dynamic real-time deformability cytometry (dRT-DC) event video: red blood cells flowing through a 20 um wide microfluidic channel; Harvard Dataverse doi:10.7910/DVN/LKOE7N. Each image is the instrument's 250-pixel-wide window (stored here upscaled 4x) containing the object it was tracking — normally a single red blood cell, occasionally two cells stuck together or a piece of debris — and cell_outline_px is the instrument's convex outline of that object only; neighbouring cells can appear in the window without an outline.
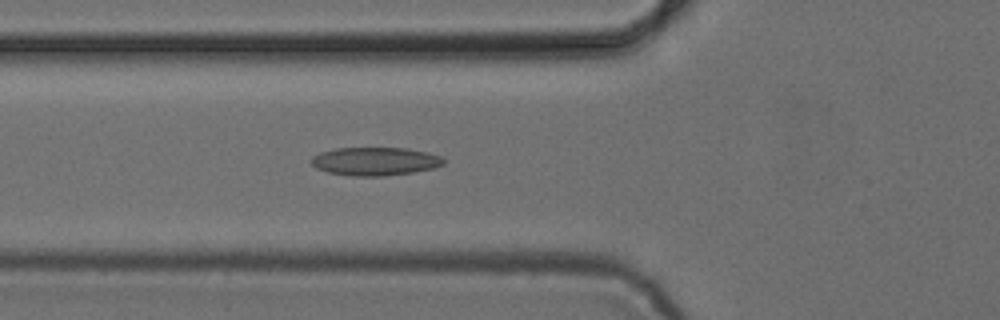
{"species": "common noctule bat (a hibernating species)", "species_latin": "Nyctalus noctula", "temperature_condition": "cold", "stored_images_in_passage": 52, "camera_frame_rate_fps": 3000, "um_per_image_px": 0.085, "animal": {"sex": "female", "body_mass_g": 24.6, "forearm_length_mm": 56.2}, "frame": {"image": 1, "passage_image": 19, "time_ms": 6.0, "image_size_px": [1000, 320], "cell_outline_px": [[444, 164], [432, 168], [412, 172], [380, 176], [352, 176], [328, 172], [316, 168], [308, 160], [312, 156], [320, 152], [336, 148], [408, 148], [428, 152], [444, 156]], "centroid_in_image_um": [31.87, 13.7], "position_along_channel_um": 93.9, "area_um2": 21.91}}
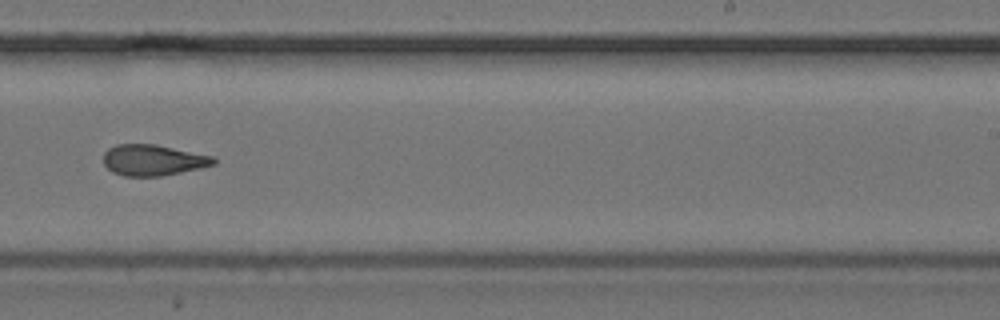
{"frame": {"image": 2, "passage_image": 33, "time_ms": 10.667, "image_size_px": [1000, 320], "cell_outline_px": [[216, 164], [200, 168], [160, 176], [124, 176], [112, 172], [104, 164], [104, 152], [108, 148], [116, 144], [156, 144], [212, 156], [216, 160]], "centroid_in_image_um": [12.99, 13.6], "position_along_channel_um": 276.0, "area_um2": 19.83}}
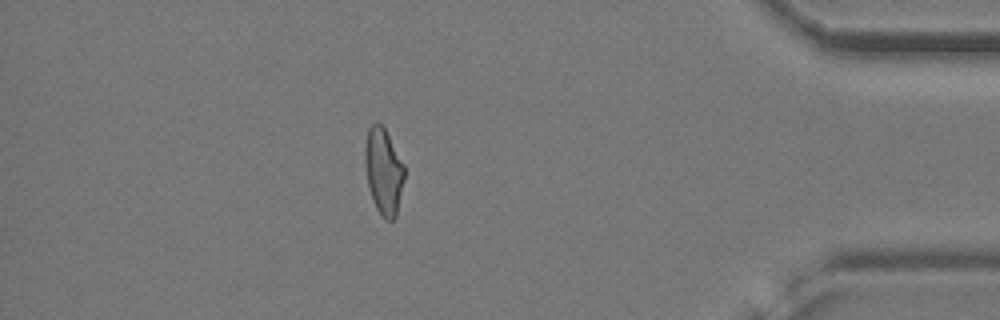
{"frame": {"image": 3, "passage_image": 46, "time_ms": 15.0, "image_size_px": [1000, 320], "cell_outline_px": [[404, 180], [396, 216], [392, 220], [384, 220], [376, 208], [372, 200], [368, 184], [364, 160], [364, 144], [368, 128], [376, 120], [384, 128], [404, 164]], "centroid_in_image_um": [32.58, 14.55], "position_along_channel_um": 402.6, "area_um2": 19.88}, "authors_computed_cell_mechanics": {"area_um2": 20.6924, "velocity_mm_per_s": 3.8966, "shape_relaxation_time_tau1_ms": 5.3637, "shape_relaxation_time_tau2_ms": 3.4183, "deformation_change_tau1": 0.1313, "deformation_change_tau2": 0.1155}}